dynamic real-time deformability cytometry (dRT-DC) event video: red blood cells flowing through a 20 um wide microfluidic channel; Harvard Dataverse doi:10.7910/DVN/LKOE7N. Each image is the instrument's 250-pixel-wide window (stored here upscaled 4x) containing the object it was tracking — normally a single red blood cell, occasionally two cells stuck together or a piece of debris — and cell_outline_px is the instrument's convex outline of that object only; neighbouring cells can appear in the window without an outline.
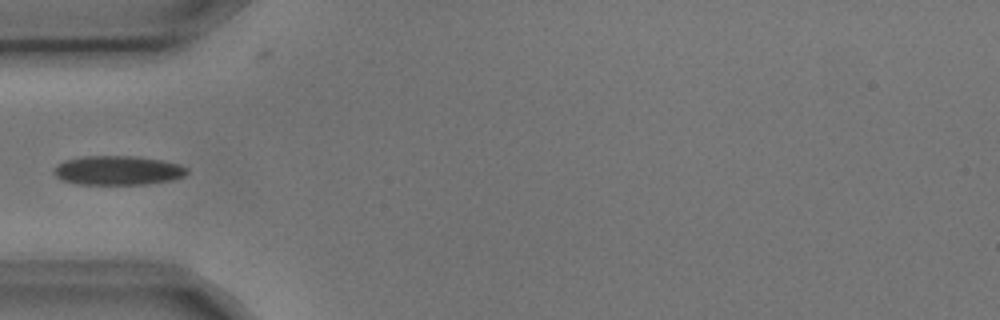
{"species": "common noctule bat (a hibernating species)", "species_latin": "Nyctalus noctula", "temperature_condition": "cold", "stored_images_in_passage": 8, "camera_frame_rate_fps": 3000, "um_per_image_px": 0.085, "animal": {"sex": "male", "body_mass_g": 17.9, "forearm_length_mm": 54.2}, "frame": {"image": 1, "passage_image": 4, "time_ms": 1.0, "image_size_px": [1000, 320], "cell_outline_px": [[188, 172], [184, 176], [172, 180], [144, 184], [76, 184], [64, 180], [56, 176], [52, 172], [52, 168], [56, 164], [64, 160], [84, 156], [136, 156], [160, 160], [180, 164], [188, 168]], "centroid_in_image_um": [9.99, 14.48], "position_along_channel_um": 75.0, "area_um2": 22.77}}
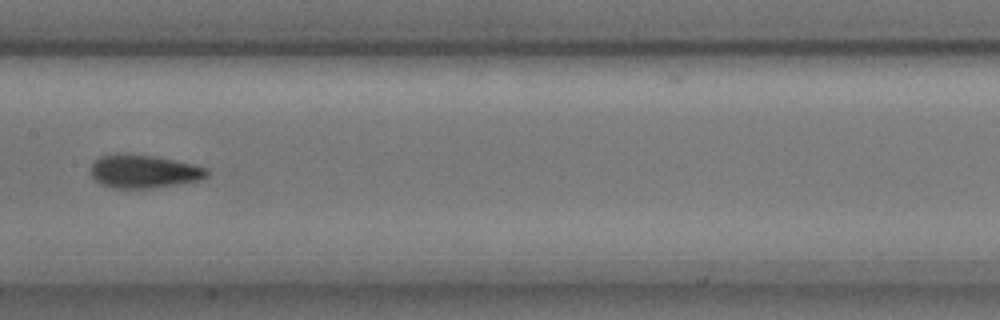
{"frame": {"image": 2, "passage_image": 7, "time_ms": 2.0, "image_size_px": [1000, 320], "cell_outline_px": [[208, 176], [200, 180], [152, 188], [112, 188], [100, 184], [88, 172], [92, 164], [100, 156], [116, 152], [156, 156], [196, 164], [208, 168]], "centroid_in_image_um": [12.21, 14.55], "position_along_channel_um": 195.2, "area_um2": 22.95}}
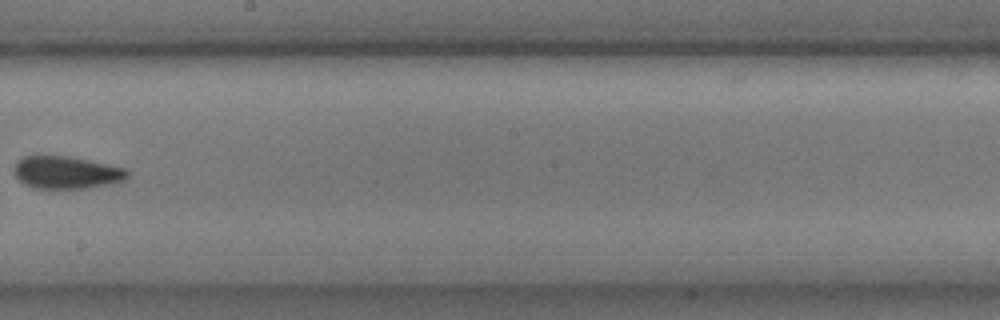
{"frame": {"image": 3, "passage_image": 8, "time_ms": 2.333, "image_size_px": [1000, 320], "cell_outline_px": [[128, 176], [124, 180], [108, 184], [88, 188], [32, 188], [24, 184], [12, 172], [12, 168], [16, 160], [24, 156], [36, 152], [40, 152], [68, 156], [88, 160], [124, 168], [128, 172]], "centroid_in_image_um": [5.51, 14.61], "position_along_channel_um": 242.7, "area_um2": 22.14}}